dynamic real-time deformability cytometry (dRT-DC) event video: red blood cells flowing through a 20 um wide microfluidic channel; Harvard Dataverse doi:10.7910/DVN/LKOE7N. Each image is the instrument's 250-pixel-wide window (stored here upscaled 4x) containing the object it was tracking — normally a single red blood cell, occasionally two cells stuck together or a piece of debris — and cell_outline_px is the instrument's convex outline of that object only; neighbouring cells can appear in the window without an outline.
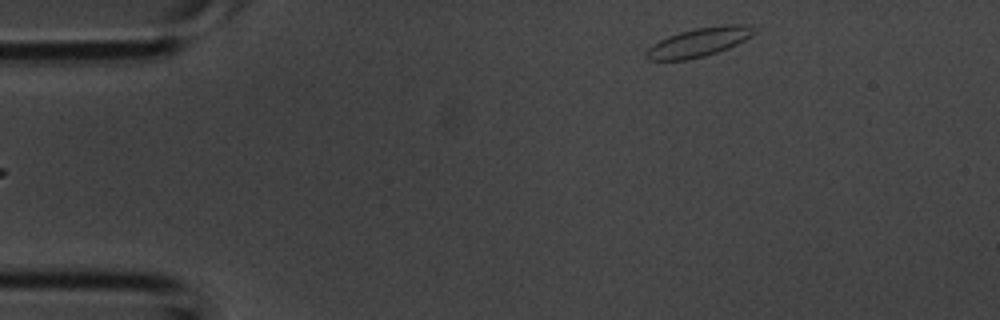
{"species": "common noctule bat (a hibernating species)", "species_latin": "Nyctalus noctula", "temperature_condition": "room temperature", "stored_images_in_passage": 5, "camera_frame_rate_fps": 3000, "um_per_image_px": 0.085, "animal": {"sex": "male", "body_mass_g": 20.1, "forearm_length_mm": 53.5}, "frame": {"image": 1, "passage_image": 5, "time_ms": 1.333, "image_size_px": [1000, 320], "cell_outline_px": [[756, 32], [752, 36], [728, 48], [704, 56], [688, 60], [648, 60], [644, 56], [644, 52], [652, 44], [668, 36], [680, 32], [696, 28], [724, 24], [748, 24], [756, 28]], "centroid_in_image_um": [59.41, 3.58], "position_along_channel_um": 25.6, "area_um2": 18.26}}